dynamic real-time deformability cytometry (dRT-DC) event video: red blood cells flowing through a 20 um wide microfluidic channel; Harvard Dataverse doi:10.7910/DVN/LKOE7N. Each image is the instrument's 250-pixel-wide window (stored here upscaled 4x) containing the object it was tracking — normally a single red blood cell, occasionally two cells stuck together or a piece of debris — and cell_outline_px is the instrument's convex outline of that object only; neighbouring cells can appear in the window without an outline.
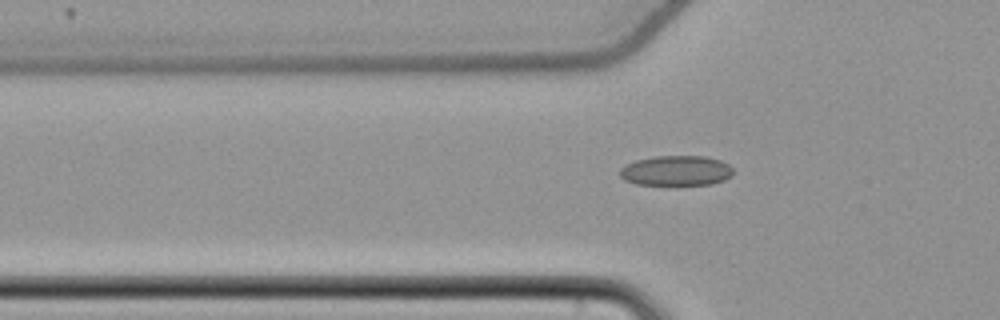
{"species": "common noctule bat (a hibernating species)", "species_latin": "Nyctalus noctula", "temperature_condition": "cold", "stored_images_in_passage": 40, "camera_frame_rate_fps": 3000, "um_per_image_px": 0.085, "animal": {"sex": "female", "body_mass_g": 22.7, "forearm_length_mm": 54.2}, "frame": {"image": 1, "passage_image": 4, "time_ms": 1.0, "image_size_px": [1000, 320], "cell_outline_px": [[732, 176], [724, 180], [708, 184], [636, 184], [624, 180], [620, 176], [620, 168], [636, 160], [656, 156], [704, 156], [720, 160], [728, 164], [732, 168]], "centroid_in_image_um": [57.48, 14.5], "position_along_channel_um": 68.3, "area_um2": 19.65}}
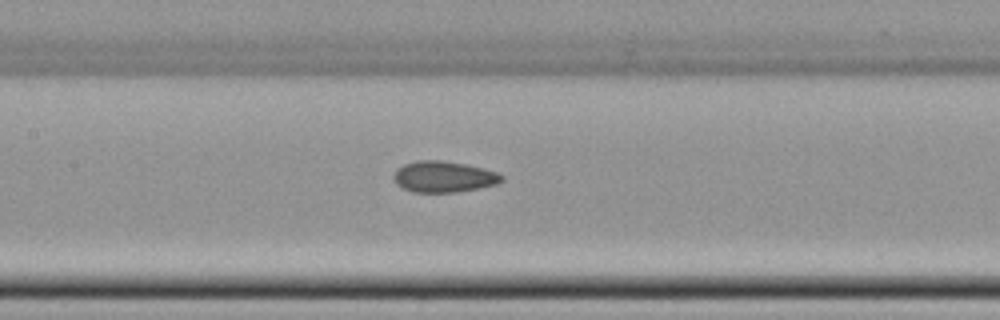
{"frame": {"image": 2, "passage_image": 12, "time_ms": 3.667, "image_size_px": [1000, 320], "cell_outline_px": [[504, 180], [496, 184], [456, 192], [412, 192], [396, 184], [392, 176], [396, 168], [404, 164], [416, 160], [440, 160], [468, 164], [500, 172], [504, 176]], "centroid_in_image_um": [37.72, 15.0], "position_along_channel_um": 169.7, "area_um2": 19.83}}
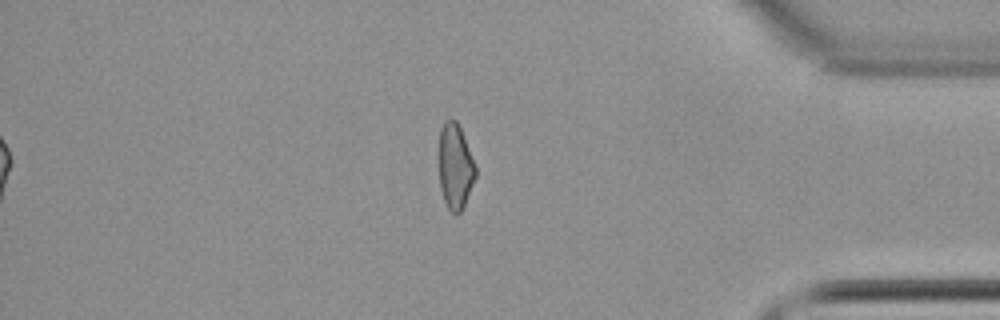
{"frame": {"image": 3, "passage_image": 32, "time_ms": 10.333, "image_size_px": [1000, 320], "cell_outline_px": [[476, 176], [464, 208], [456, 216], [448, 208], [444, 200], [440, 188], [440, 128], [444, 120], [456, 120], [460, 128], [476, 168]], "centroid_in_image_um": [38.7, 14.2], "position_along_channel_um": 396.5, "area_um2": 17.98}, "authors_computed_cell_mechanics": {"area_um2": 19.1896, "velocity_mm_per_s": 3.8365, "shape_relaxation_time_tau1_ms": null, "shape_relaxation_time_tau2_ms": 4.1924, "deformation_change_tau1": null, "deformation_change_tau2": 0.1091}}